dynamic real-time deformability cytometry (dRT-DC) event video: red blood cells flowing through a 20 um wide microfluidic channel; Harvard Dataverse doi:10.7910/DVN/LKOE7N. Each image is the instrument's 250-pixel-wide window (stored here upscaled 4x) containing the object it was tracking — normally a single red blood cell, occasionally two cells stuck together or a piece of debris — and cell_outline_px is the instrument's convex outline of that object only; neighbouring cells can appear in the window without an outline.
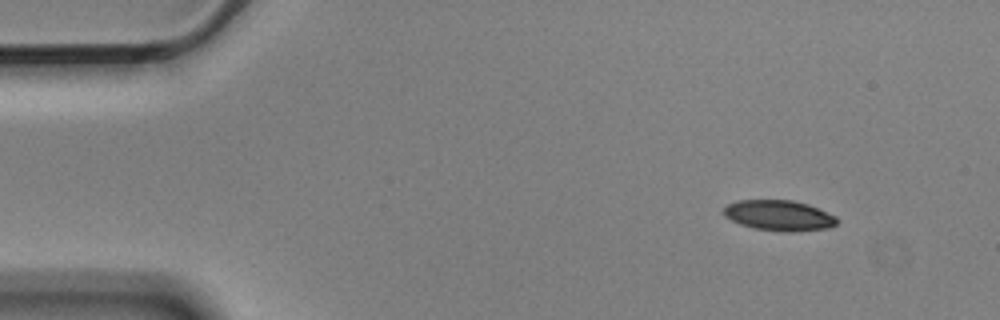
{"species": "Egyptian fruit bat (a non-hibernating species)", "species_latin": "Rousettus aegyptiacus", "temperature_condition": "cold", "stored_images_in_passage": 5, "camera_frame_rate_fps": 3000, "um_per_image_px": 0.085, "animal": {"sex": "male"}, "frame": {"image": 1, "passage_image": 1, "time_ms": 0.0, "image_size_px": [1000, 320], "cell_outline_px": [[840, 220], [836, 224], [828, 228], [796, 232], [784, 232], [752, 228], [740, 224], [724, 216], [724, 208], [728, 204], [740, 200], [792, 200], [808, 204], [836, 216]], "centroid_in_image_um": [66.24, 18.32], "position_along_channel_um": 18.8, "area_um2": 20.23}}
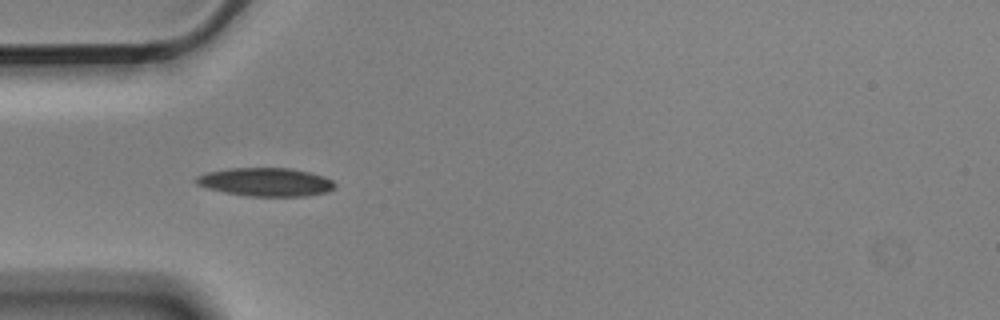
{"frame": {"image": 2, "passage_image": 4, "time_ms": 1.0, "image_size_px": [1000, 320], "cell_outline_px": [[336, 188], [324, 192], [304, 196], [248, 196], [224, 192], [208, 188], [196, 184], [192, 180], [196, 176], [208, 172], [228, 168], [292, 168], [312, 172], [324, 176], [332, 180], [336, 184]], "centroid_in_image_um": [22.58, 15.46], "position_along_channel_um": 62.4, "area_um2": 23.12}}
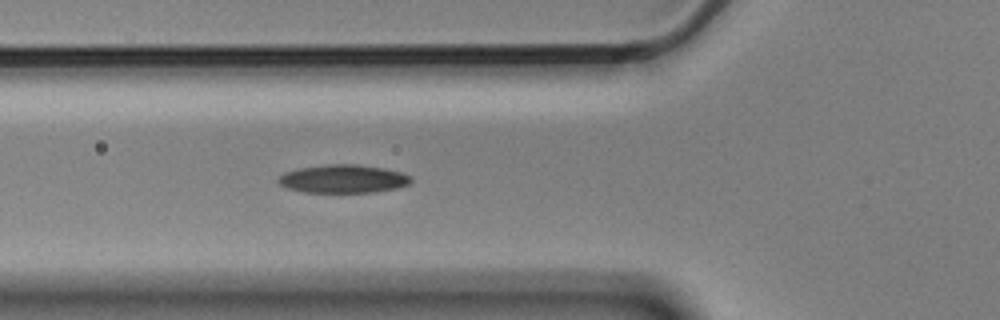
{"frame": {"image": 3, "passage_image": 5, "time_ms": 1.333, "image_size_px": [1000, 320], "cell_outline_px": [[412, 180], [408, 184], [396, 188], [376, 192], [304, 192], [288, 188], [280, 184], [276, 180], [284, 172], [296, 168], [328, 164], [356, 164], [384, 168], [400, 172], [412, 176]], "centroid_in_image_um": [29.16, 15.19], "position_along_channel_um": 96.6, "area_um2": 21.91}}